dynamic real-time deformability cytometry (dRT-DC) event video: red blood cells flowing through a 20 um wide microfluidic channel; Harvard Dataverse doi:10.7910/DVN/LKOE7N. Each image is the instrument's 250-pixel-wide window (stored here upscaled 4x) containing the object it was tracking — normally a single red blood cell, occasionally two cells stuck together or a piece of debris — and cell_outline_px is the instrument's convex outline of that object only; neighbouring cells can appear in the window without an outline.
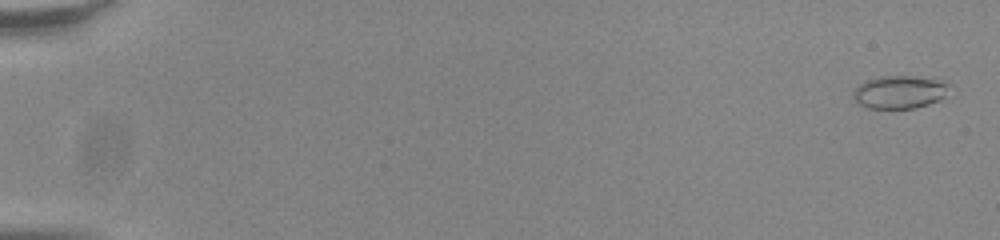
{"species": "common noctule bat (a hibernating species)", "species_latin": "Nyctalus noctula", "temperature_condition": "room temperature", "stored_images_in_passage": 56, "camera_frame_rate_fps": 3000, "um_per_image_px": 0.085, "animal": {"sex": "male", "body_mass_g": 20.0, "forearm_length_mm": 53.3}, "frame": {"image": 1, "passage_image": 2, "time_ms": 0.333, "image_size_px": [1000, 240], "cell_outline_px": [[952, 84], [944, 96], [940, 100], [916, 108], [868, 108], [860, 104], [852, 96], [852, 92], [864, 80], [880, 76], [932, 76], [948, 80]], "centroid_in_image_um": [76.56, 7.78], "position_along_channel_um": 8.4, "area_um2": 19.02}}
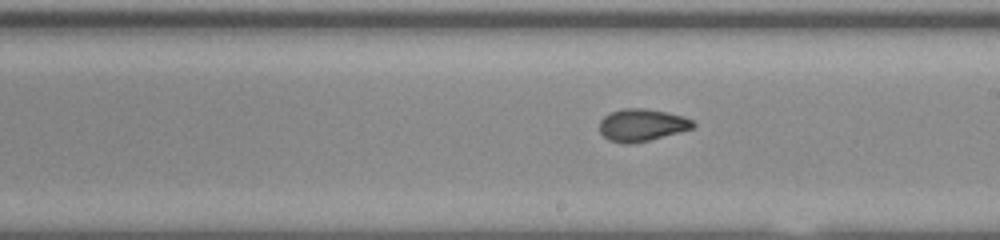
{"frame": {"image": 2, "passage_image": 34, "time_ms": 11.0, "image_size_px": [1000, 240], "cell_outline_px": [[696, 124], [692, 128], [648, 140], [628, 144], [624, 144], [608, 140], [600, 132], [600, 120], [604, 116], [612, 112], [624, 108], [644, 108], [668, 112], [684, 116], [692, 120]], "centroid_in_image_um": [54.54, 10.62], "position_along_channel_um": 234.5, "area_um2": 17.46}}
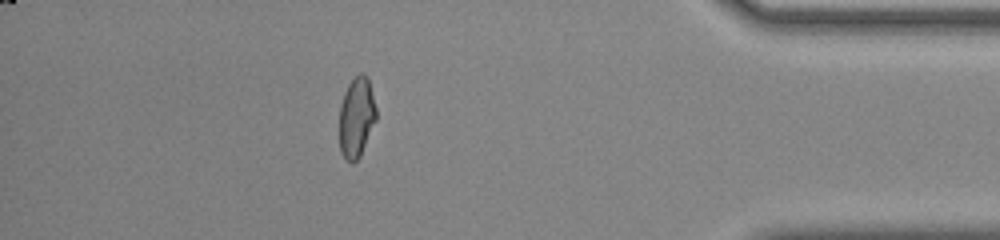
{"frame": {"image": 3, "passage_image": 50, "time_ms": 16.333, "image_size_px": [1000, 240], "cell_outline_px": [[376, 120], [360, 156], [352, 164], [340, 152], [340, 104], [344, 92], [348, 84], [360, 72], [364, 72], [368, 76], [376, 108]], "centroid_in_image_um": [30.31, 9.94], "position_along_channel_um": 404.9, "area_um2": 17.22}, "authors_computed_cell_mechanics": {"area_um2": 17.7735, "velocity_mm_per_s": 3.8461, "shape_relaxation_time_tau1_ms": null, "shape_relaxation_time_tau2_ms": 0.9369, "deformation_change_tau1": null, "deformation_change_tau2": 0.0634}}